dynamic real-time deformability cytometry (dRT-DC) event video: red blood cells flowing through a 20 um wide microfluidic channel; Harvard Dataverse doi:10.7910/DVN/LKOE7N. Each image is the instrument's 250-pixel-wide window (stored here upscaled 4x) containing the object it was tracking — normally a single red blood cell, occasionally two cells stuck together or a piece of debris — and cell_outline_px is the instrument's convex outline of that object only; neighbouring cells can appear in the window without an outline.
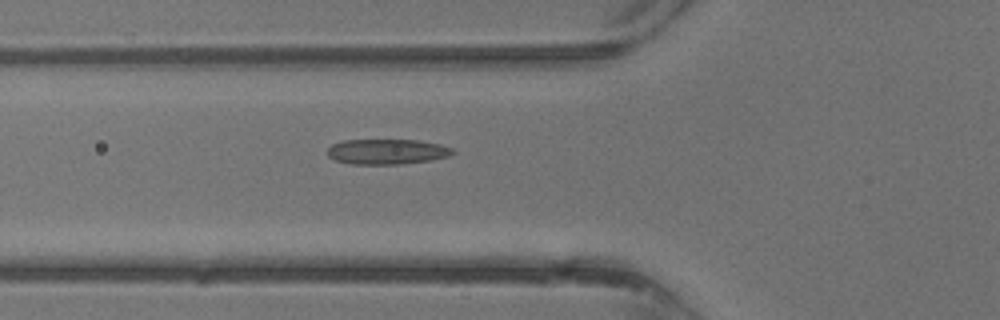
{"species": "common noctule bat (a hibernating species)", "species_latin": "Nyctalus noctula", "temperature_condition": "warm", "stored_images_in_passage": 31, "camera_frame_rate_fps": 3000, "um_per_image_px": 0.085, "animal": {"sex": "male", "body_mass_g": 13.3}, "frame": {"image": 1, "passage_image": 7, "time_ms": 2.0, "image_size_px": [1000, 320], "cell_outline_px": [[456, 152], [448, 156], [432, 160], [400, 164], [352, 164], [336, 160], [328, 156], [328, 148], [332, 144], [344, 140], [416, 140], [440, 144], [452, 148]], "centroid_in_image_um": [32.91, 12.89], "position_along_channel_um": 92.9, "area_um2": 18.38}}
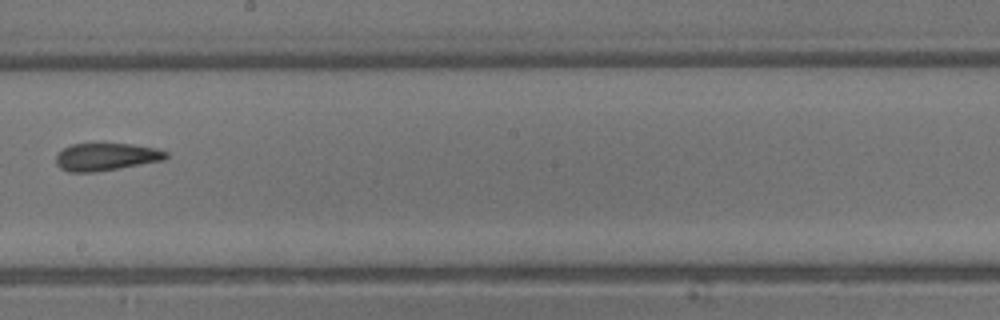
{"frame": {"image": 2, "passage_image": 15, "time_ms": 4.667, "image_size_px": [1000, 320], "cell_outline_px": [[168, 156], [164, 160], [120, 168], [96, 172], [68, 172], [60, 168], [56, 164], [56, 152], [72, 144], [100, 140], [132, 144], [156, 148], [168, 152]], "centroid_in_image_um": [8.99, 13.28], "position_along_channel_um": 239.2, "area_um2": 18.61}}
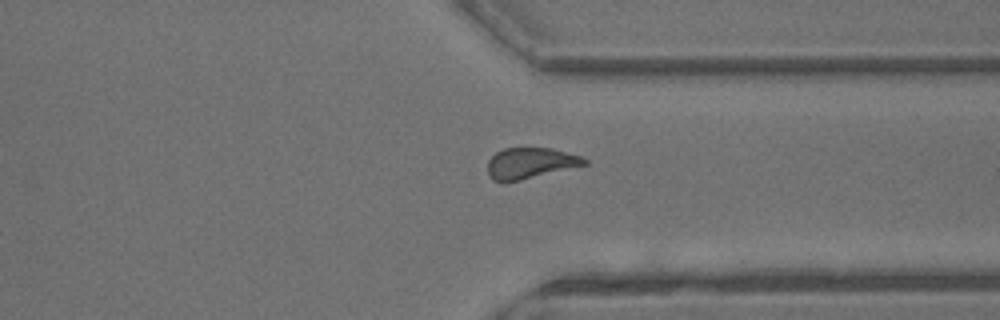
{"frame": {"image": 3, "passage_image": 22, "time_ms": 7.0, "image_size_px": [1000, 320], "cell_outline_px": [[588, 164], [504, 184], [492, 180], [488, 172], [488, 160], [496, 152], [504, 148], [552, 148], [580, 156], [588, 160]], "centroid_in_image_um": [45.04, 13.88], "position_along_channel_um": 366.4, "area_um2": 17.57}}